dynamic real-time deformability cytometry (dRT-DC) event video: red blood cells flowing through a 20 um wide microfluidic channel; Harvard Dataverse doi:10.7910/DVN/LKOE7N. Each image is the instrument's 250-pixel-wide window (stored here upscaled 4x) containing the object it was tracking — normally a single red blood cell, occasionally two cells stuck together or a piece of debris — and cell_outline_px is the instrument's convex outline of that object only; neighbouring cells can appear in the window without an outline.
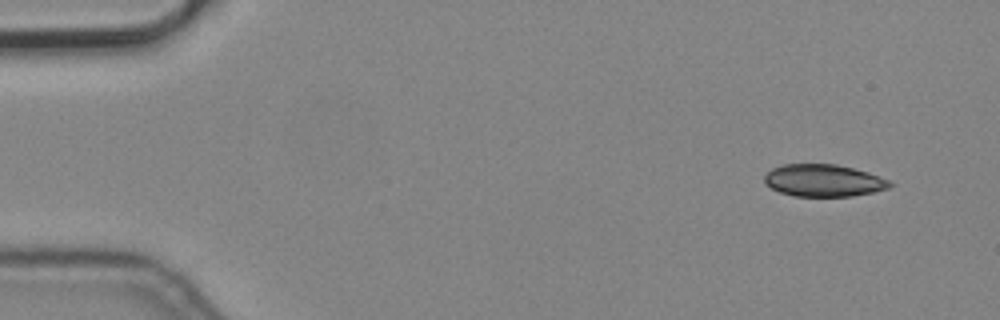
{"species": "common noctule bat (a hibernating species)", "species_latin": "Nyctalus noctula", "temperature_condition": "cold", "stored_images_in_passage": 5, "camera_frame_rate_fps": 3000, "um_per_image_px": 0.085, "animal": {"sex": "male", "body_mass_g": 19.2, "forearm_length_mm": 51.8}, "frame": {"image": 1, "passage_image": 1, "time_ms": 0.0, "image_size_px": [1000, 320], "cell_outline_px": [[896, 184], [888, 188], [872, 192], [852, 196], [792, 196], [780, 192], [764, 184], [764, 176], [772, 168], [784, 164], [836, 164], [868, 172], [888, 180]], "centroid_in_image_um": [69.99, 15.34], "position_along_channel_um": 15.0, "area_um2": 23.52}}
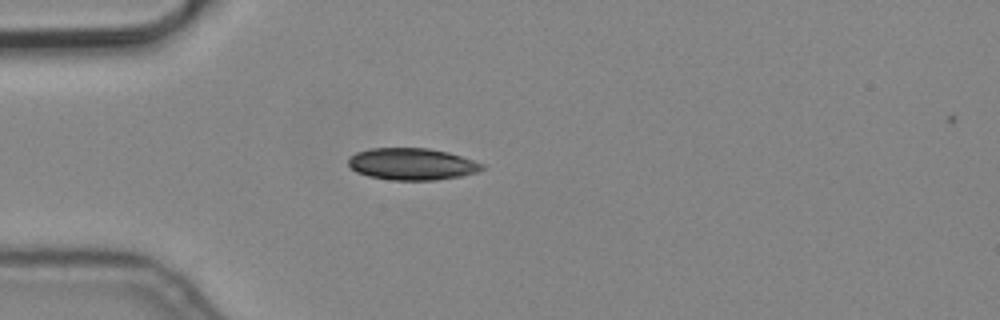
{"frame": {"image": 2, "passage_image": 4, "time_ms": 1.0, "image_size_px": [1000, 320], "cell_outline_px": [[484, 168], [476, 172], [460, 176], [436, 180], [392, 180], [368, 176], [356, 172], [348, 164], [348, 156], [356, 152], [372, 148], [428, 148], [448, 152], [484, 164]], "centroid_in_image_um": [34.98, 13.94], "position_along_channel_um": 50.0, "area_um2": 24.8}}